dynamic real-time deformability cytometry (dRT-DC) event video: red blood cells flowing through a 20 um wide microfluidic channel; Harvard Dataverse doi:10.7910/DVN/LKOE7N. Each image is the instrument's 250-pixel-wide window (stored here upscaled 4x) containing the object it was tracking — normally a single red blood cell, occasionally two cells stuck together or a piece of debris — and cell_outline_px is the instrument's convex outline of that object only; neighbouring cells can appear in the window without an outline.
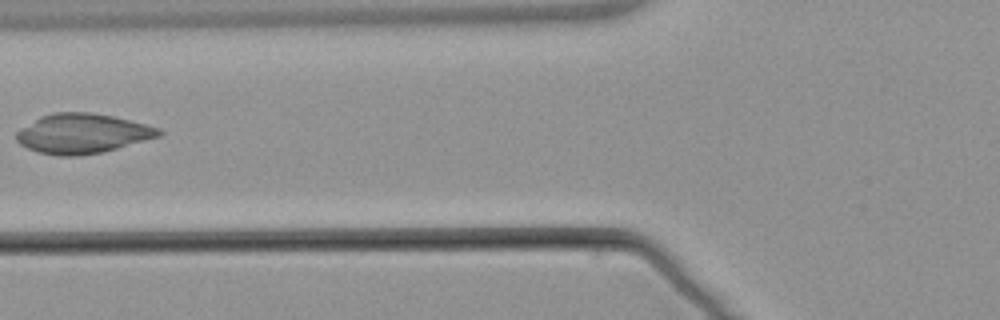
{"species": "common noctule bat (a hibernating species)", "species_latin": "Nyctalus noctula", "temperature_condition": "warm", "stored_images_in_passage": 5, "camera_frame_rate_fps": 3000, "um_per_image_px": 0.085, "animal": {"sex": "male", "body_mass_g": 21.5, "forearm_length_mm": 52.0}, "frame": {"image": 1, "passage_image": 5, "time_ms": 5.0, "image_size_px": [1000, 320], "cell_outline_px": [[164, 132], [160, 136], [104, 152], [80, 156], [56, 156], [36, 152], [20, 144], [16, 140], [16, 132], [20, 128], [40, 116], [52, 112], [92, 112], [112, 116], [160, 128]], "centroid_in_image_um": [6.97, 11.36], "position_along_channel_um": 118.8, "area_um2": 33.18}}